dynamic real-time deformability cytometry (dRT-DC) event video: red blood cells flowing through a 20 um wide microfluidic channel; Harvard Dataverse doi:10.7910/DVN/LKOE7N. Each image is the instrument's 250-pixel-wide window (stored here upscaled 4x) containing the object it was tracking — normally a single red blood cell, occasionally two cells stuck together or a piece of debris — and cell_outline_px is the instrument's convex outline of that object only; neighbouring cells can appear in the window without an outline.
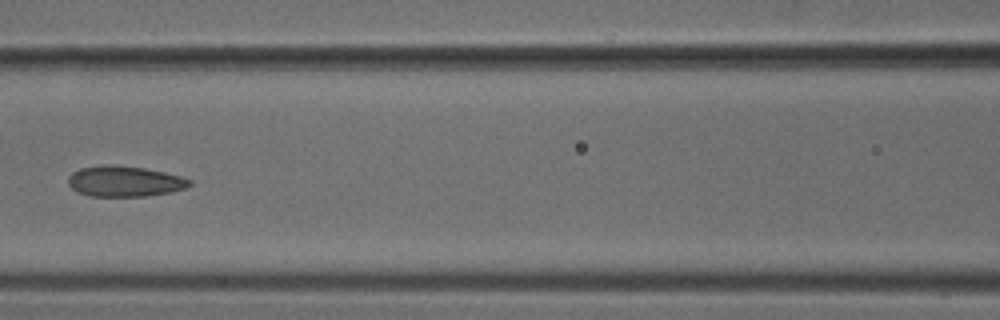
{"species": "common noctule bat (a hibernating species)", "species_latin": "Nyctalus noctula", "temperature_condition": "cold", "stored_images_in_passage": 6, "camera_frame_rate_fps": 3000, "um_per_image_px": 0.085, "animal": {"sex": "male", "body_mass_g": 18.8}, "frame": {"image": 1, "passage_image": 6, "time_ms": 1.667, "image_size_px": [1000, 320], "cell_outline_px": [[192, 184], [184, 188], [172, 192], [148, 196], [88, 196], [72, 188], [68, 184], [68, 176], [72, 172], [80, 168], [112, 164], [116, 164], [144, 168], [164, 172], [180, 176], [192, 180]], "centroid_in_image_um": [10.6, 15.41], "position_along_channel_um": 156.0, "area_um2": 21.73}}